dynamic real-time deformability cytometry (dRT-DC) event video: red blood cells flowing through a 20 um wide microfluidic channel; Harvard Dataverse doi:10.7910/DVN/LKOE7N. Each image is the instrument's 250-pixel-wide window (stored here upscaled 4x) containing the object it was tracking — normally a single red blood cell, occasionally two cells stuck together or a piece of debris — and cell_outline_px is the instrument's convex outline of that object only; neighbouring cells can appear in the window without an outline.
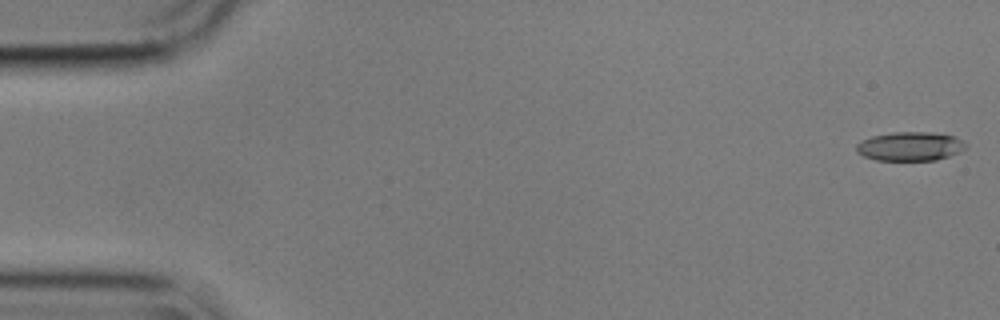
{"species": "common noctule bat (a hibernating species)", "species_latin": "Nyctalus noctula", "temperature_condition": "cold", "stored_images_in_passage": 55, "camera_frame_rate_fps": 3000, "um_per_image_px": 0.085, "animal": {"sex": "male", "body_mass_g": 17.9}, "frame": {"image": 1, "passage_image": 1, "time_ms": 0.0, "image_size_px": [1000, 320], "cell_outline_px": [[964, 148], [960, 152], [936, 160], [876, 160], [864, 156], [856, 152], [856, 144], [872, 136], [896, 132], [928, 132], [952, 136], [960, 140], [964, 144]], "centroid_in_image_um": [77.31, 12.45], "position_along_channel_um": 7.7, "area_um2": 18.09}}
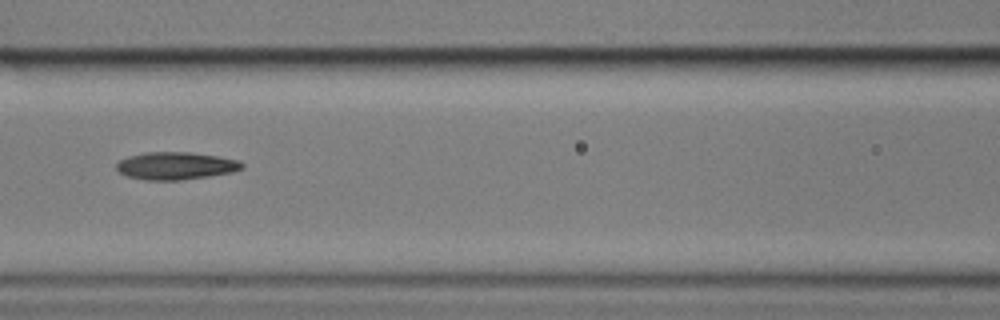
{"frame": {"image": 2, "passage_image": 24, "time_ms": 7.667, "image_size_px": [1000, 320], "cell_outline_px": [[244, 168], [232, 172], [208, 176], [180, 180], [144, 180], [128, 176], [120, 172], [116, 168], [116, 164], [120, 160], [128, 156], [144, 152], [188, 152], [216, 156], [240, 160], [244, 164]], "centroid_in_image_um": [14.94, 14.09], "position_along_channel_um": 151.7, "area_um2": 20.11}}
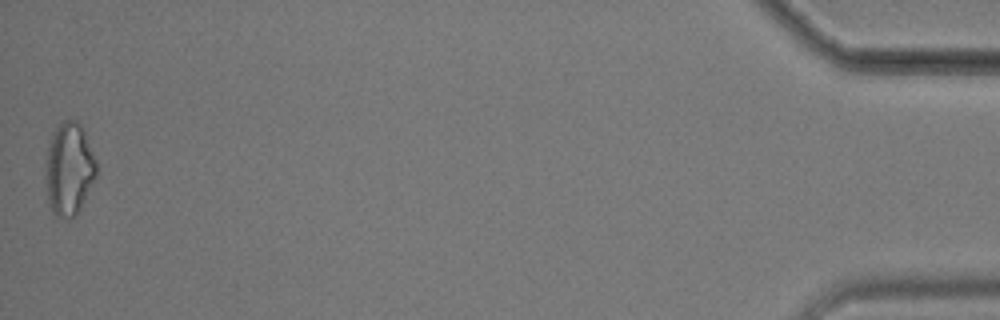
{"frame": {"image": 3, "passage_image": 55, "time_ms": 18.0, "image_size_px": [1000, 320], "cell_outline_px": [[96, 176], [80, 208], [72, 216], [56, 216], [52, 212], [48, 200], [44, 176], [48, 148], [52, 132], [64, 120], [76, 120], [80, 124], [84, 132], [96, 160]], "centroid_in_image_um": [5.85, 14.34], "position_along_channel_um": 429.4, "area_um2": 27.05}, "authors_computed_cell_mechanics": {"area_um2": 19.9988, "velocity_mm_per_s": 3.5841, "shape_relaxation_time_tau1_ms": 4.0834, "shape_relaxation_time_tau2_ms": 4.7639, "deformation_change_tau1": 0.138, "deformation_change_tau2": 0.1484}}